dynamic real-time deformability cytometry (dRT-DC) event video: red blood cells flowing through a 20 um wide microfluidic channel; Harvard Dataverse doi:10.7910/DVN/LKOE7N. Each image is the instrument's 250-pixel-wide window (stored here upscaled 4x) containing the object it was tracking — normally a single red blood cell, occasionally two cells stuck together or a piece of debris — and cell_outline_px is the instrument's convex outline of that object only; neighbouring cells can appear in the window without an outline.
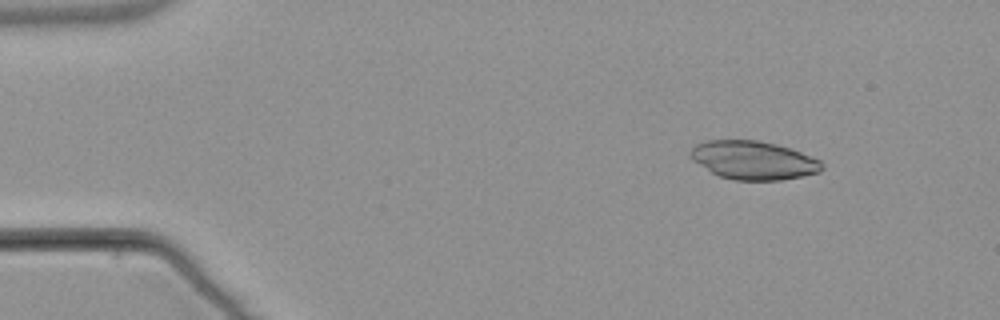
{"species": "common noctule bat (a hibernating species)", "species_latin": "Nyctalus noctula", "temperature_condition": "warm", "stored_images_in_passage": 49, "camera_frame_rate_fps": 3000, "um_per_image_px": 0.085, "animal": {"sex": "male", "body_mass_g": 21.5, "forearm_length_mm": 52.0}, "frame": {"image": 1, "passage_image": 2, "time_ms": 0.333, "image_size_px": [1000, 320], "cell_outline_px": [[824, 168], [820, 172], [804, 176], [780, 180], [736, 180], [720, 176], [712, 172], [692, 160], [688, 152], [696, 144], [708, 140], [756, 140], [776, 144], [800, 152], [820, 160], [824, 164]], "centroid_in_image_um": [64.05, 13.62], "position_along_channel_um": 21.0, "area_um2": 29.42}}
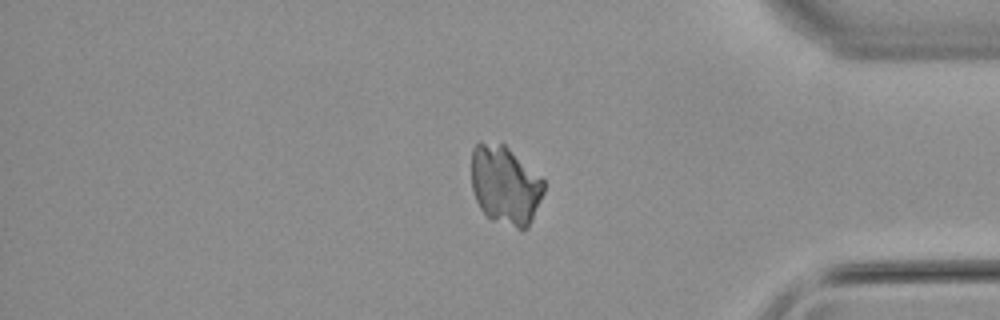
{"frame": {"image": 2, "passage_image": 40, "time_ms": 13.0, "image_size_px": [1000, 320], "cell_outline_px": [[544, 192], [532, 220], [528, 228], [524, 232], [492, 220], [480, 208], [476, 200], [472, 188], [472, 148], [476, 144], [504, 144], [544, 180]], "centroid_in_image_um": [42.96, 15.8], "position_along_channel_um": 392.2, "area_um2": 33.12}}
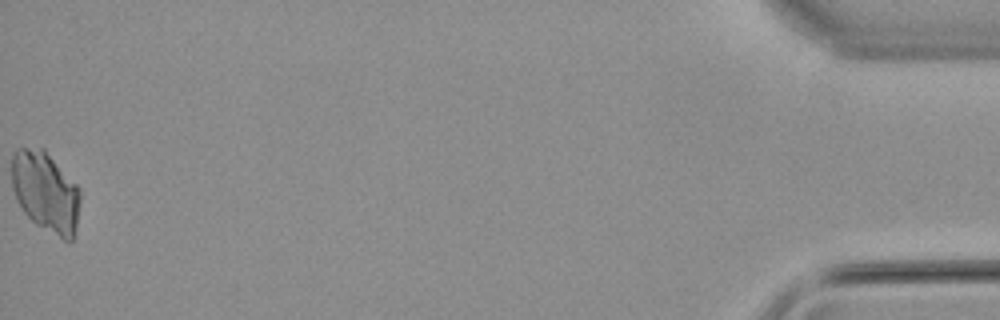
{"frame": {"image": 3, "passage_image": 49, "time_ms": 16.0, "image_size_px": [1000, 320], "cell_outline_px": [[80, 200], [76, 224], [72, 240], [68, 244], [36, 224], [24, 212], [16, 200], [12, 188], [12, 152], [16, 148], [44, 148], [80, 188]], "centroid_in_image_um": [3.87, 16.31], "position_along_channel_um": 431.3, "area_um2": 32.37}}